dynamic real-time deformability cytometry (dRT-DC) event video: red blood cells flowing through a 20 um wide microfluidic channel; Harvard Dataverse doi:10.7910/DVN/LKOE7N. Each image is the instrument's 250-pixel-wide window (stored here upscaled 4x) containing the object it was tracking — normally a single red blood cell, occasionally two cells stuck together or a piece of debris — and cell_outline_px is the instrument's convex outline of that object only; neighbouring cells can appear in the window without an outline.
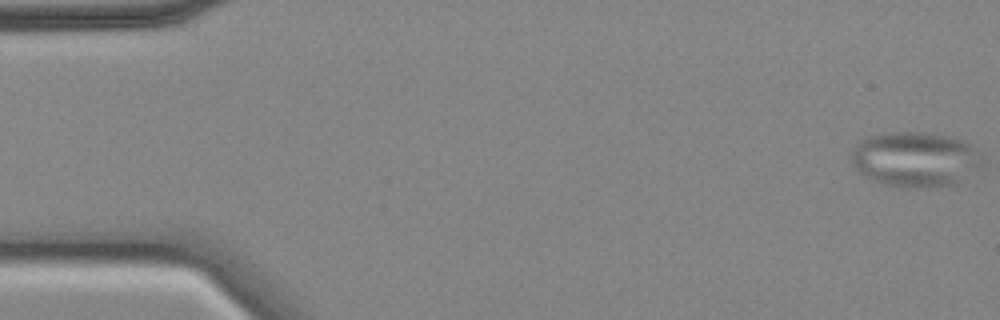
{"species": "common noctule bat (a hibernating species)", "species_latin": "Nyctalus noctula", "temperature_condition": "cold", "stored_images_in_passage": 50, "camera_frame_rate_fps": 3000, "um_per_image_px": 0.085, "animal": {"sex": "female", "body_mass_g": 18.4}, "frame": {"image": 1, "passage_image": 1, "time_ms": 0.0, "image_size_px": [1000, 320], "cell_outline_px": [[980, 164], [956, 184], [932, 188], [920, 188], [884, 184], [872, 180], [864, 176], [856, 168], [852, 160], [852, 152], [856, 144], [860, 140], [876, 132], [924, 132], [948, 136], [964, 140], [972, 148]], "centroid_in_image_um": [77.7, 13.53], "position_along_channel_um": 7.3, "area_um2": 41.44}}
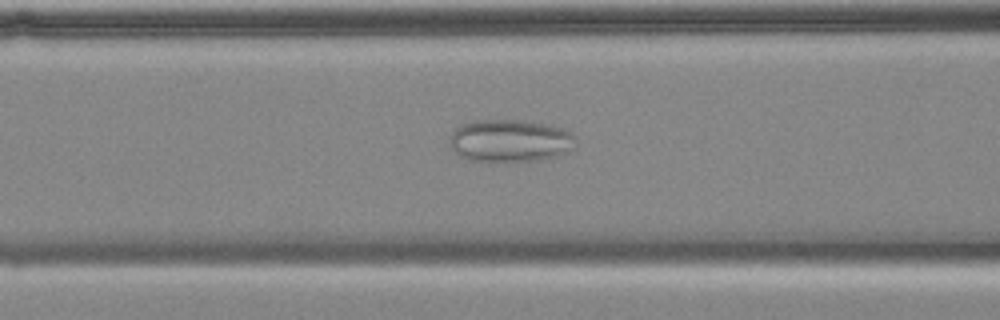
{"frame": {"image": 2, "passage_image": 22, "time_ms": 7.0, "image_size_px": [1000, 320], "cell_outline_px": [[576, 148], [568, 152], [556, 156], [532, 160], [468, 160], [460, 156], [448, 148], [448, 140], [452, 132], [460, 124], [476, 120], [520, 120], [544, 124], [560, 128], [576, 136]], "centroid_in_image_um": [43.31, 11.95], "position_along_channel_um": 123.3, "area_um2": 31.15}}
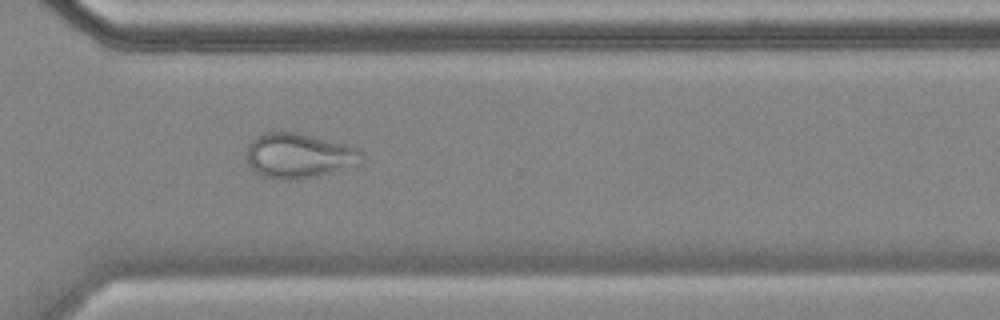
{"frame": {"image": 3, "passage_image": 41, "time_ms": 13.333, "image_size_px": [1000, 320], "cell_outline_px": [[360, 164], [316, 176], [300, 180], [280, 180], [260, 176], [248, 164], [248, 144], [260, 132], [296, 132], [312, 136], [356, 148], [360, 152]], "centroid_in_image_um": [25.33, 13.25], "position_along_channel_um": 345.3, "area_um2": 29.82}}